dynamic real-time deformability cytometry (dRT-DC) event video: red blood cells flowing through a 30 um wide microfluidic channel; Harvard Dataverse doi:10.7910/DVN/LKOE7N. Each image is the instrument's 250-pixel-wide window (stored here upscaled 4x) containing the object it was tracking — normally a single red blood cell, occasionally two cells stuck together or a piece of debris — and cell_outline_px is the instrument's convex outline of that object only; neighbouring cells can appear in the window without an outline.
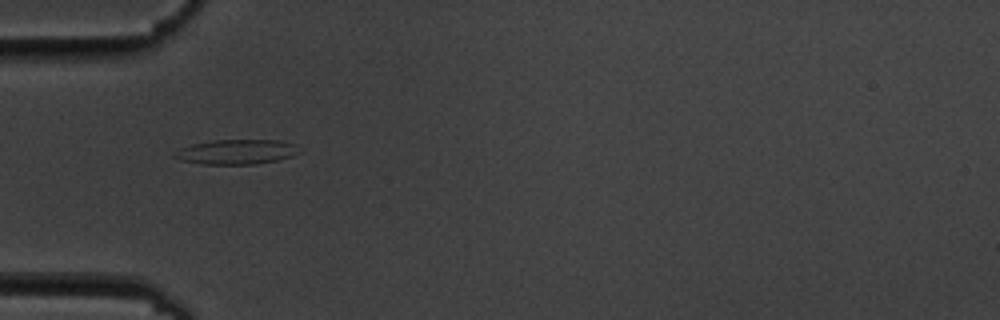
{"species": "common noctule bat (a hibernating species)", "species_latin": "Nyctalus noctula", "temperature_condition": "cold", "stored_images_in_passage": 39, "camera_frame_rate_fps": 3000, "um_per_image_px": 0.085, "animal": {"sex": "male", "body_mass_g": 19.5, "forearm_length_mm": 54.6}, "frame": {"image": 1, "passage_image": 1, "time_ms": 0.0, "image_size_px": [1000, 320], "cell_outline_px": [[304, 152], [292, 156], [276, 160], [256, 164], [204, 164], [180, 160], [172, 156], [180, 148], [192, 144], [216, 140], [280, 140], [296, 144], [304, 148]], "centroid_in_image_um": [20.21, 12.9], "position_along_channel_um": 64.8, "area_um2": 18.21}}
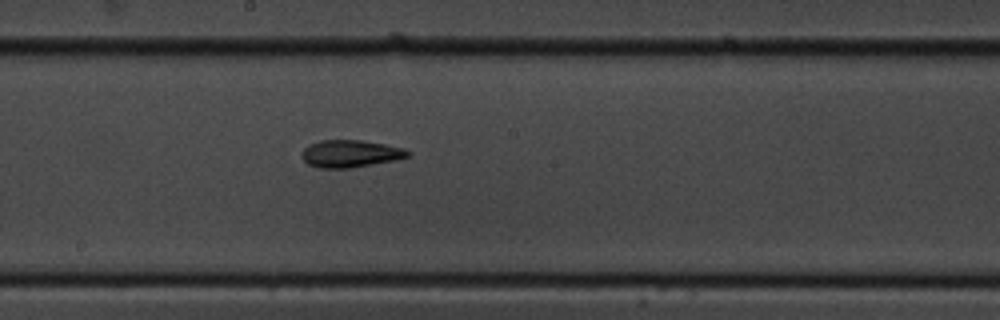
{"frame": {"image": 2, "passage_image": 14, "time_ms": 4.333, "image_size_px": [1000, 320], "cell_outline_px": [[412, 152], [408, 156], [396, 160], [352, 168], [320, 168], [308, 164], [300, 156], [304, 148], [308, 144], [320, 140], [360, 140], [384, 144], [404, 148]], "centroid_in_image_um": [29.77, 13.06], "position_along_channel_um": 218.4, "area_um2": 16.99}}
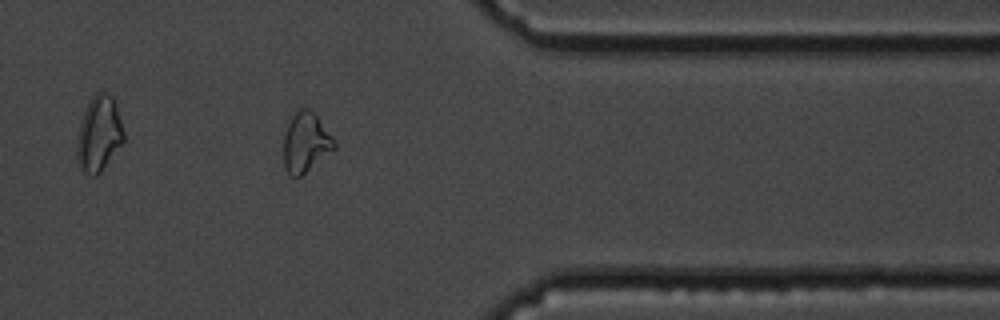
{"frame": {"image": 3, "passage_image": 29, "time_ms": 9.333, "image_size_px": [1000, 320], "cell_outline_px": [[336, 148], [300, 176], [292, 176], [284, 168], [284, 136], [288, 124], [292, 116], [300, 108], [308, 108], [316, 112], [332, 136], [336, 144]], "centroid_in_image_um": [26.0, 12.07], "position_along_channel_um": 385.4, "area_um2": 17.57}, "authors_computed_cell_mechanics": {"area_um2": 16.9932, "velocity_mm_per_s": 3.5758, "shape_relaxation_time_tau1_ms": 7.817, "shape_relaxation_time_tau2_ms": 2.574, "deformation_change_tau1": 0.1887, "deformation_change_tau2": 0.0923}}